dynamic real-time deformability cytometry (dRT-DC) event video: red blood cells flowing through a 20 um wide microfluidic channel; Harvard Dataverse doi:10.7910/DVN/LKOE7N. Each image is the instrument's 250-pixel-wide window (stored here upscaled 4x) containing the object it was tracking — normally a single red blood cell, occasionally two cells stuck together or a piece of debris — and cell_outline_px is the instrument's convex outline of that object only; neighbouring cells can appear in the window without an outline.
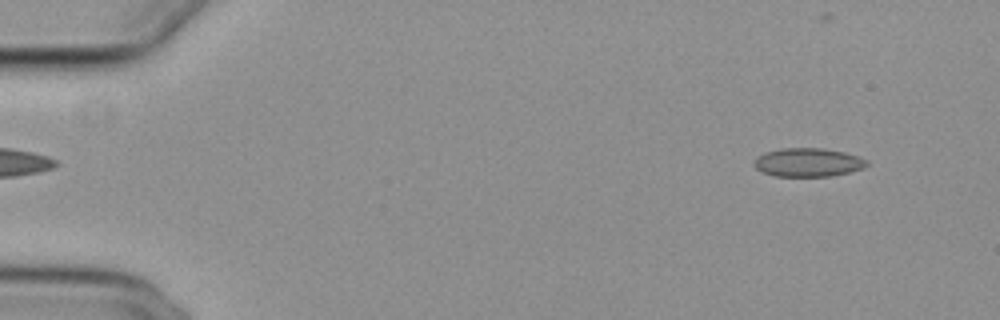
{"species": "common noctule bat (a hibernating species)", "species_latin": "Nyctalus noctula", "temperature_condition": "cold", "stored_images_in_passage": 12, "camera_frame_rate_fps": 3000, "um_per_image_px": 0.085, "animal": {"sex": "female", "body_mass_g": 29.2, "forearm_length_mm": 56.3}, "frame": {"image": 1, "passage_image": 4, "time_ms": 1.0, "image_size_px": [1000, 320], "cell_outline_px": [[868, 164], [864, 168], [832, 176], [776, 176], [764, 172], [756, 168], [756, 156], [764, 152], [784, 148], [824, 148], [844, 152], [860, 156], [868, 160]], "centroid_in_image_um": [68.73, 13.79], "position_along_channel_um": 16.3, "area_um2": 18.73}}